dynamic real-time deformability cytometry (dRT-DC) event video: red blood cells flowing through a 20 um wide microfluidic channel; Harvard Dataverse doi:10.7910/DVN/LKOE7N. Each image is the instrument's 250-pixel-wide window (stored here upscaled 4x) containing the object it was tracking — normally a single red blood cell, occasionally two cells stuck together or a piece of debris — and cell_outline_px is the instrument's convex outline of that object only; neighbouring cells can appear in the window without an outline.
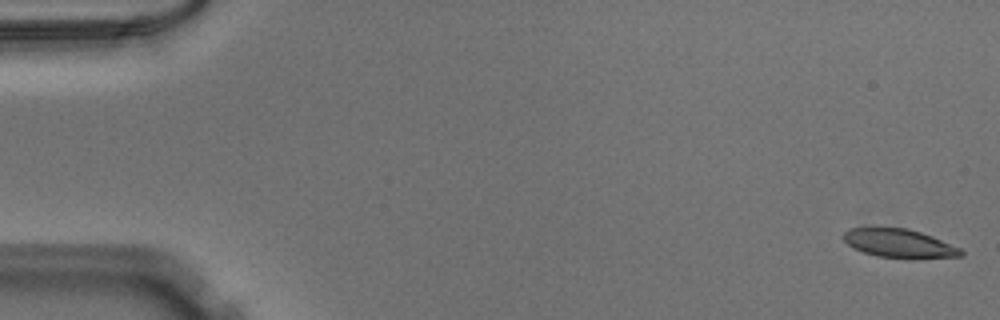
{"species": "Egyptian fruit bat (a non-hibernating species)", "species_latin": "Rousettus aegyptiacus", "temperature_condition": "warm", "stored_images_in_passage": 51, "camera_frame_rate_fps": 3000, "um_per_image_px": 0.085, "animal": {"sex": "male"}, "frame": {"image": 1, "passage_image": 1, "time_ms": 0.0, "image_size_px": [1000, 320], "cell_outline_px": [[964, 256], [916, 260], [876, 256], [852, 248], [840, 236], [848, 228], [872, 224], [876, 224], [908, 228], [932, 236], [960, 248], [964, 252]], "centroid_in_image_um": [76.37, 20.65], "position_along_channel_um": 8.6, "area_um2": 20.98}}
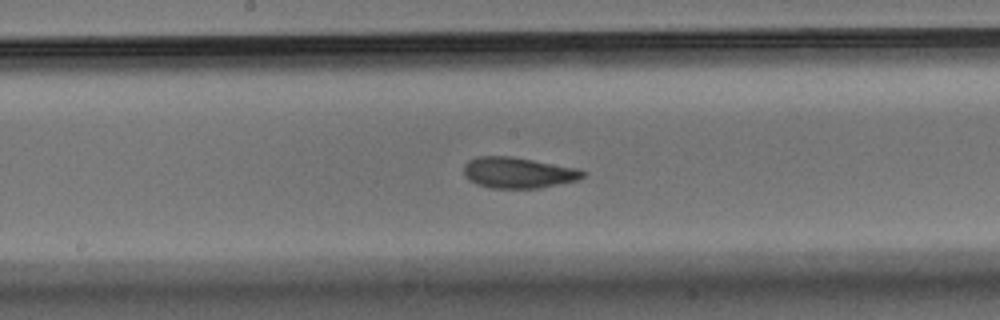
{"frame": {"image": 2, "passage_image": 27, "time_ms": 8.667, "image_size_px": [1000, 320], "cell_outline_px": [[588, 172], [584, 176], [576, 180], [540, 188], [492, 188], [468, 180], [464, 176], [464, 164], [468, 160], [476, 156], [512, 156], [580, 168]], "centroid_in_image_um": [44.06, 14.66], "position_along_channel_um": 204.1, "area_um2": 21.62}}
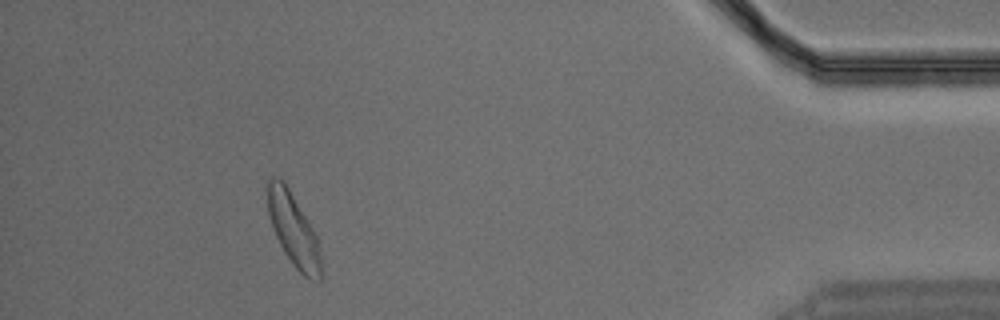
{"frame": {"image": 3, "passage_image": 47, "time_ms": 15.333, "image_size_px": [1000, 320], "cell_outline_px": [[320, 280], [304, 276], [292, 264], [284, 252], [272, 228], [268, 216], [264, 188], [264, 184], [272, 176], [276, 176], [284, 180], [312, 228], [316, 236], [320, 256]], "centroid_in_image_um": [24.84, 19.4], "position_along_channel_um": 410.4, "area_um2": 22.66}}